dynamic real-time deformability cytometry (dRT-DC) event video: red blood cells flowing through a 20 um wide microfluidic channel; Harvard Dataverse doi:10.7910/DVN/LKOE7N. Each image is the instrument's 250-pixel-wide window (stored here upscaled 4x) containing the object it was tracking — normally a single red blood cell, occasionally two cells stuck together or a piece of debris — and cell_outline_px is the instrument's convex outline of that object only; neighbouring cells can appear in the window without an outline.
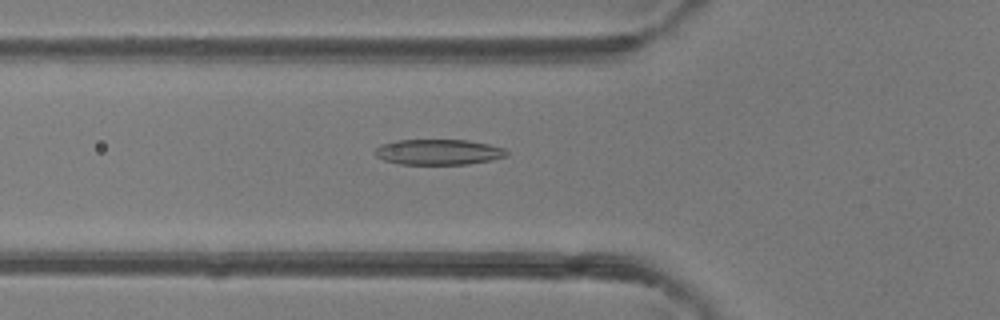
{"species": "common noctule bat (a hibernating species)", "species_latin": "Nyctalus noctula", "temperature_condition": "room temperature", "stored_images_in_passage": 20, "camera_frame_rate_fps": 3000, "um_per_image_px": 0.085, "animal": {"sex": "female"}, "frame": {"image": 1, "passage_image": 5, "time_ms": 1.333, "image_size_px": [1000, 320], "cell_outline_px": [[508, 156], [492, 160], [468, 164], [400, 164], [384, 160], [376, 156], [372, 152], [380, 144], [396, 140], [468, 140], [488, 144], [504, 148], [508, 152]], "centroid_in_image_um": [37.25, 12.92], "position_along_channel_um": 88.5, "area_um2": 19.71}}
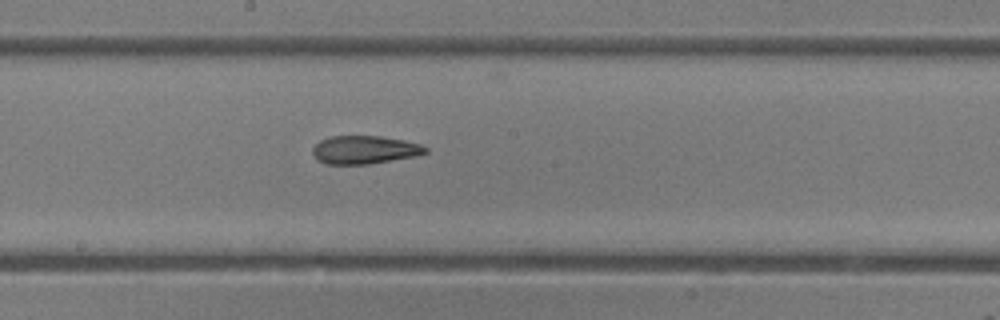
{"frame": {"image": 2, "passage_image": 14, "time_ms": 4.333, "image_size_px": [1000, 320], "cell_outline_px": [[428, 152], [416, 156], [368, 164], [324, 164], [316, 160], [312, 156], [312, 148], [320, 140], [332, 136], [380, 136], [404, 140], [420, 144], [428, 148]], "centroid_in_image_um": [30.96, 12.74], "position_along_channel_um": 217.2, "area_um2": 18.67}}
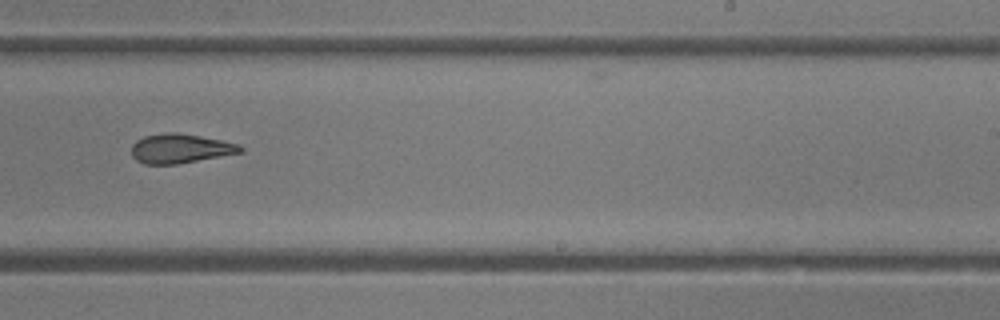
{"frame": {"image": 3, "passage_image": 18, "time_ms": 5.667, "image_size_px": [1000, 320], "cell_outline_px": [[244, 152], [176, 164], [144, 164], [136, 160], [132, 156], [132, 144], [136, 140], [144, 136], [164, 132], [176, 132], [200, 136], [240, 144], [244, 148]], "centroid_in_image_um": [15.32, 12.62], "position_along_channel_um": 273.7, "area_um2": 18.67}}